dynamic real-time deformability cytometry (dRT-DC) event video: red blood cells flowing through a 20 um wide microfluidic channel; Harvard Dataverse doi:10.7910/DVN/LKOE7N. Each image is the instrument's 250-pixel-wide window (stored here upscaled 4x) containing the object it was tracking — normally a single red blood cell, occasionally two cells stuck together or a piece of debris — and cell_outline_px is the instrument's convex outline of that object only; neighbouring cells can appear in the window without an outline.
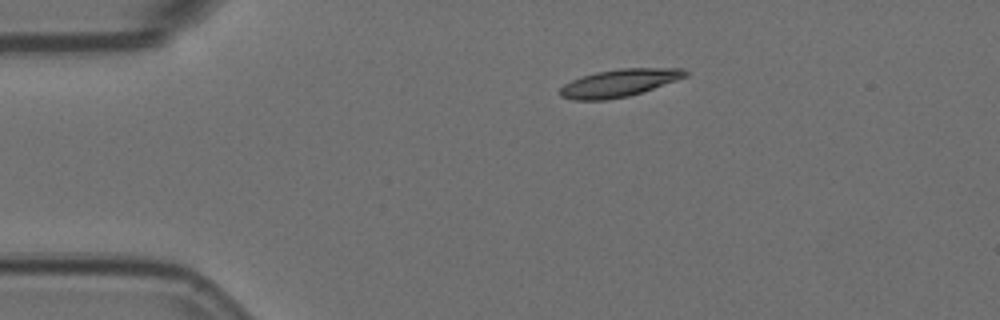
{"species": "Egyptian fruit bat (a non-hibernating species)", "species_latin": "Rousettus aegyptiacus", "temperature_condition": "room temperature", "stored_images_in_passage": 4, "camera_frame_rate_fps": 3000, "um_per_image_px": 0.085, "animal": {"sex": "female"}, "frame": {"image": 1, "passage_image": 4, "time_ms": 1.0, "image_size_px": [1000, 320], "cell_outline_px": [[688, 76], [628, 96], [604, 100], [572, 100], [560, 96], [560, 88], [564, 84], [572, 80], [596, 72], [620, 68], [684, 68], [688, 72]], "centroid_in_image_um": [52.62, 7.05], "position_along_channel_um": 32.4, "area_um2": 19.88}}